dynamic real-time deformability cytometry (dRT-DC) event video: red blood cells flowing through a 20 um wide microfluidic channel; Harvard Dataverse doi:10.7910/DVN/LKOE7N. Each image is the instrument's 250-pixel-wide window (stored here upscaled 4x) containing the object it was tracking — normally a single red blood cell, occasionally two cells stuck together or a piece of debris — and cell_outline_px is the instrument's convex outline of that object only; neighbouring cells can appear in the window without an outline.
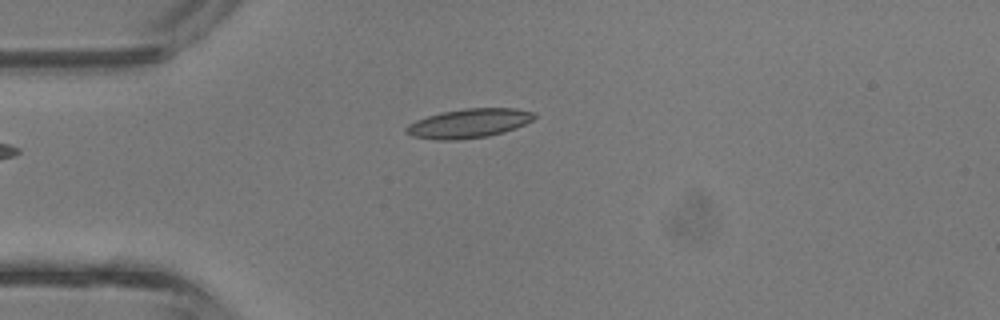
{"species": "common noctule bat (a hibernating species)", "species_latin": "Nyctalus noctula", "temperature_condition": "room temperature", "stored_images_in_passage": 4, "camera_frame_rate_fps": 3000, "um_per_image_px": 0.085, "animal": {"sex": "male", "body_mass_g": 13.3}, "frame": {"image": 1, "passage_image": 3, "time_ms": 0.667, "image_size_px": [1000, 320], "cell_outline_px": [[536, 116], [532, 120], [516, 128], [504, 132], [488, 136], [456, 140], [440, 140], [412, 136], [404, 132], [404, 128], [408, 124], [416, 120], [440, 112], [464, 108], [516, 108], [536, 112]], "centroid_in_image_um": [39.85, 10.47], "position_along_channel_um": 45.1, "area_um2": 21.91}}